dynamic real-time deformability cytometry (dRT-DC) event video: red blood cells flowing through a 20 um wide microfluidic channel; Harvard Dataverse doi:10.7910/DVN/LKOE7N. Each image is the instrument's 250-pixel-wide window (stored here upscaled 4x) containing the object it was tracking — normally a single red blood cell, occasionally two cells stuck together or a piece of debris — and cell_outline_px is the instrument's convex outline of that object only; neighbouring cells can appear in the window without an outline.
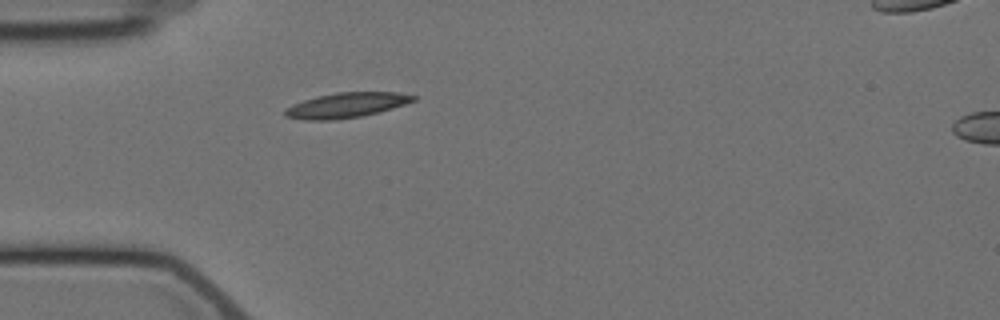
{"species": "Egyptian fruit bat (a non-hibernating species)", "species_latin": "Rousettus aegyptiacus", "temperature_condition": "cold", "stored_images_in_passage": 1, "camera_frame_rate_fps": 3000, "um_per_image_px": 0.085, "animal": {"sex": "female"}, "frame": {"image": 1, "passage_image": 1, "time_ms": 0.0, "image_size_px": [1000, 320], "cell_outline_px": [[416, 100], [380, 112], [360, 116], [336, 120], [304, 120], [284, 116], [284, 108], [292, 104], [316, 96], [336, 92], [396, 92], [416, 96]], "centroid_in_image_um": [29.4, 8.94], "position_along_channel_um": 55.6, "area_um2": 18.79}}